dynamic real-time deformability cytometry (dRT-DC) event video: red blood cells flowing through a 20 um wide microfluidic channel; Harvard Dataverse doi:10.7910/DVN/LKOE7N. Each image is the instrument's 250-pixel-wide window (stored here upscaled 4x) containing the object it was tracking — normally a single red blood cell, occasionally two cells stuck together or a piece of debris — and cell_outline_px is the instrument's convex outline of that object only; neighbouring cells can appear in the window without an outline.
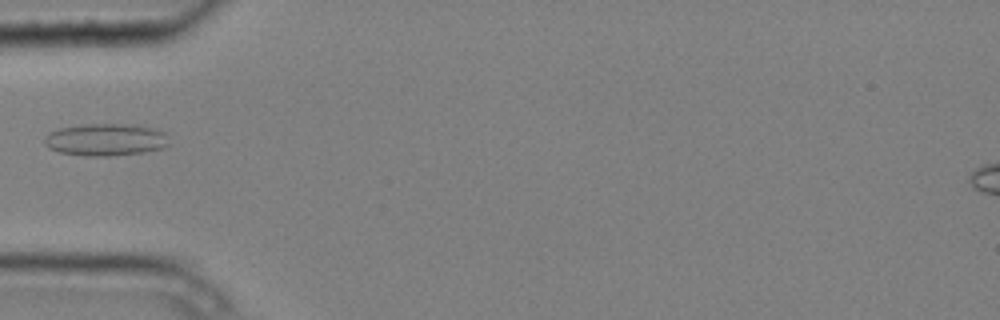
{"species": "common noctule bat (a hibernating species)", "species_latin": "Nyctalus noctula", "temperature_condition": "cold", "stored_images_in_passage": 6, "camera_frame_rate_fps": 3000, "um_per_image_px": 0.085, "animal": {"sex": "male", "body_mass_g": 20.4}, "frame": {"image": 1, "passage_image": 5, "time_ms": 1.333, "image_size_px": [1000, 320], "cell_outline_px": [[172, 144], [164, 148], [144, 152], [108, 156], [84, 156], [60, 152], [48, 148], [44, 144], [44, 136], [48, 132], [60, 128], [80, 124], [144, 124], [156, 128], [164, 132]], "centroid_in_image_um": [9.02, 11.86], "position_along_channel_um": 76.0, "area_um2": 24.04}}